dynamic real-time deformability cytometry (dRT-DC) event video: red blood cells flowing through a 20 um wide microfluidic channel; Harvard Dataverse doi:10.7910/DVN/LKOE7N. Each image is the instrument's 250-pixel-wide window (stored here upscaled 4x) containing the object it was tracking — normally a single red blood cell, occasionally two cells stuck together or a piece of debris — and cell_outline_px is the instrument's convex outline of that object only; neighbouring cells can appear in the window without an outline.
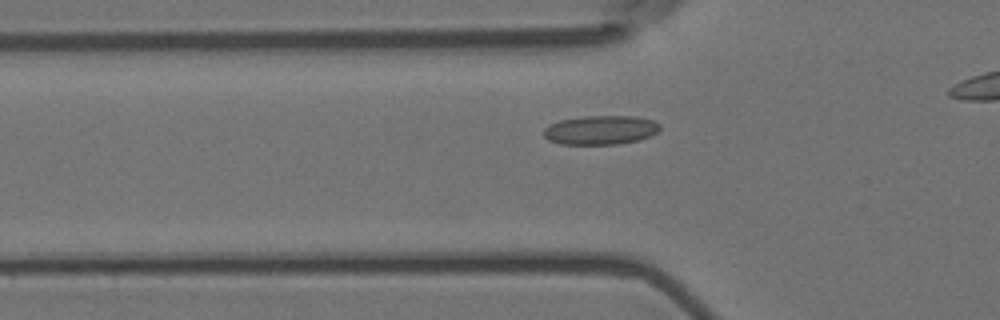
{"species": "Egyptian fruit bat (a non-hibernating species)", "species_latin": "Rousettus aegyptiacus", "temperature_condition": "room temperature", "stored_images_in_passage": 40, "camera_frame_rate_fps": 3000, "um_per_image_px": 0.085, "animal": {"sex": "female"}, "frame": {"image": 1, "passage_image": 12, "time_ms": 3.667, "image_size_px": [1000, 320], "cell_outline_px": [[660, 128], [656, 132], [640, 140], [616, 144], [560, 144], [548, 140], [544, 136], [544, 128], [548, 124], [560, 120], [584, 116], [636, 116], [652, 120], [660, 124]], "centroid_in_image_um": [51.02, 11.05], "position_along_channel_um": 74.8, "area_um2": 19.71}}
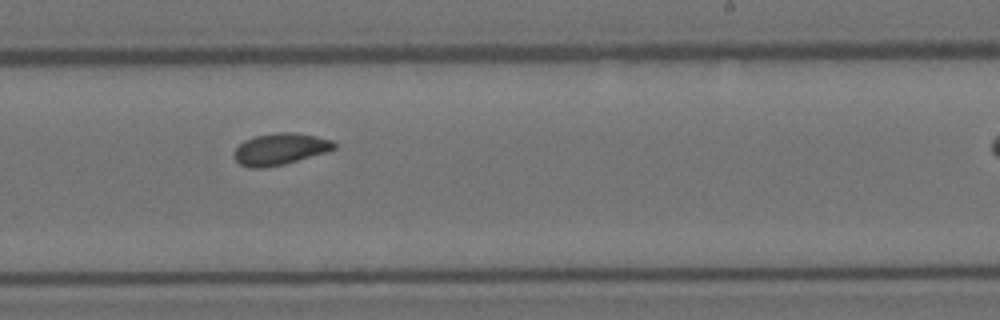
{"frame": {"image": 2, "passage_image": 28, "time_ms": 9.0, "image_size_px": [1000, 320], "cell_outline_px": [[336, 148], [328, 152], [284, 164], [264, 168], [248, 168], [240, 164], [236, 160], [232, 152], [244, 140], [256, 136], [276, 132], [296, 132], [316, 136], [332, 140], [336, 144]], "centroid_in_image_um": [23.82, 12.67], "position_along_channel_um": 265.2, "area_um2": 18.61}}
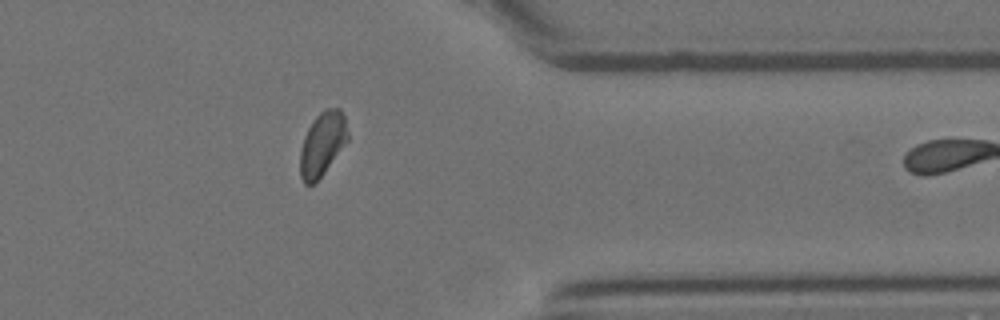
{"frame": {"image": 3, "passage_image": 39, "time_ms": 12.667, "image_size_px": [1000, 320], "cell_outline_px": [[348, 140], [324, 172], [312, 184], [304, 184], [300, 176], [300, 152], [304, 136], [312, 120], [320, 112], [328, 108], [340, 108], [344, 116], [348, 132]], "centroid_in_image_um": [27.39, 12.21], "position_along_channel_um": 384.0, "area_um2": 17.51}}